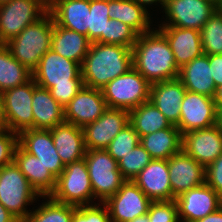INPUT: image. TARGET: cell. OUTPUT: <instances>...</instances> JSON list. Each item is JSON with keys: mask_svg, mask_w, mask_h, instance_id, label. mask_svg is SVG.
Masks as SVG:
<instances>
[{"mask_svg": "<svg viewBox=\"0 0 222 222\" xmlns=\"http://www.w3.org/2000/svg\"><path fill=\"white\" fill-rule=\"evenodd\" d=\"M133 67L150 83L178 78L179 67L165 36L157 29L138 35Z\"/></svg>", "mask_w": 222, "mask_h": 222, "instance_id": "1", "label": "cell"}, {"mask_svg": "<svg viewBox=\"0 0 222 222\" xmlns=\"http://www.w3.org/2000/svg\"><path fill=\"white\" fill-rule=\"evenodd\" d=\"M133 67L132 48L93 42L81 65L84 86L102 89Z\"/></svg>", "mask_w": 222, "mask_h": 222, "instance_id": "2", "label": "cell"}, {"mask_svg": "<svg viewBox=\"0 0 222 222\" xmlns=\"http://www.w3.org/2000/svg\"><path fill=\"white\" fill-rule=\"evenodd\" d=\"M53 29L54 19L47 12L37 22L28 25L18 36L5 43V46L15 59L33 72L41 57L51 49Z\"/></svg>", "mask_w": 222, "mask_h": 222, "instance_id": "3", "label": "cell"}, {"mask_svg": "<svg viewBox=\"0 0 222 222\" xmlns=\"http://www.w3.org/2000/svg\"><path fill=\"white\" fill-rule=\"evenodd\" d=\"M38 197L43 196L29 184L14 161L0 167V203L20 222L30 213L26 206L34 203Z\"/></svg>", "mask_w": 222, "mask_h": 222, "instance_id": "4", "label": "cell"}, {"mask_svg": "<svg viewBox=\"0 0 222 222\" xmlns=\"http://www.w3.org/2000/svg\"><path fill=\"white\" fill-rule=\"evenodd\" d=\"M150 87L151 84L132 67L101 90L108 108L130 111L150 100Z\"/></svg>", "mask_w": 222, "mask_h": 222, "instance_id": "5", "label": "cell"}, {"mask_svg": "<svg viewBox=\"0 0 222 222\" xmlns=\"http://www.w3.org/2000/svg\"><path fill=\"white\" fill-rule=\"evenodd\" d=\"M94 199L104 203L126 181L118 169V162L105 150H86L84 157Z\"/></svg>", "mask_w": 222, "mask_h": 222, "instance_id": "6", "label": "cell"}, {"mask_svg": "<svg viewBox=\"0 0 222 222\" xmlns=\"http://www.w3.org/2000/svg\"><path fill=\"white\" fill-rule=\"evenodd\" d=\"M50 196L58 202L76 207L92 205L94 194L84 158L64 167Z\"/></svg>", "mask_w": 222, "mask_h": 222, "instance_id": "7", "label": "cell"}, {"mask_svg": "<svg viewBox=\"0 0 222 222\" xmlns=\"http://www.w3.org/2000/svg\"><path fill=\"white\" fill-rule=\"evenodd\" d=\"M48 12V0H10L0 4V43L5 44Z\"/></svg>", "mask_w": 222, "mask_h": 222, "instance_id": "8", "label": "cell"}, {"mask_svg": "<svg viewBox=\"0 0 222 222\" xmlns=\"http://www.w3.org/2000/svg\"><path fill=\"white\" fill-rule=\"evenodd\" d=\"M34 79L2 92L4 126L11 132L33 129L32 97Z\"/></svg>", "mask_w": 222, "mask_h": 222, "instance_id": "9", "label": "cell"}, {"mask_svg": "<svg viewBox=\"0 0 222 222\" xmlns=\"http://www.w3.org/2000/svg\"><path fill=\"white\" fill-rule=\"evenodd\" d=\"M216 9L211 0H165L163 11L168 23L164 21L161 26L200 31Z\"/></svg>", "mask_w": 222, "mask_h": 222, "instance_id": "10", "label": "cell"}, {"mask_svg": "<svg viewBox=\"0 0 222 222\" xmlns=\"http://www.w3.org/2000/svg\"><path fill=\"white\" fill-rule=\"evenodd\" d=\"M151 202L133 181L126 180L104 204L108 208L111 222H129L147 215Z\"/></svg>", "mask_w": 222, "mask_h": 222, "instance_id": "11", "label": "cell"}, {"mask_svg": "<svg viewBox=\"0 0 222 222\" xmlns=\"http://www.w3.org/2000/svg\"><path fill=\"white\" fill-rule=\"evenodd\" d=\"M35 83L45 89L54 85L71 84V80H83L81 65L49 49L32 72Z\"/></svg>", "mask_w": 222, "mask_h": 222, "instance_id": "12", "label": "cell"}, {"mask_svg": "<svg viewBox=\"0 0 222 222\" xmlns=\"http://www.w3.org/2000/svg\"><path fill=\"white\" fill-rule=\"evenodd\" d=\"M127 124L129 111L107 108L97 120L82 128L86 150L106 149Z\"/></svg>", "mask_w": 222, "mask_h": 222, "instance_id": "13", "label": "cell"}, {"mask_svg": "<svg viewBox=\"0 0 222 222\" xmlns=\"http://www.w3.org/2000/svg\"><path fill=\"white\" fill-rule=\"evenodd\" d=\"M180 108L181 115L177 127L182 135L216 124L217 109L212 97L186 91Z\"/></svg>", "mask_w": 222, "mask_h": 222, "instance_id": "14", "label": "cell"}, {"mask_svg": "<svg viewBox=\"0 0 222 222\" xmlns=\"http://www.w3.org/2000/svg\"><path fill=\"white\" fill-rule=\"evenodd\" d=\"M175 200L180 222H196L222 206V197L206 183L189 189Z\"/></svg>", "mask_w": 222, "mask_h": 222, "instance_id": "15", "label": "cell"}, {"mask_svg": "<svg viewBox=\"0 0 222 222\" xmlns=\"http://www.w3.org/2000/svg\"><path fill=\"white\" fill-rule=\"evenodd\" d=\"M182 150L204 168L222 154V132L217 125L182 135Z\"/></svg>", "mask_w": 222, "mask_h": 222, "instance_id": "16", "label": "cell"}, {"mask_svg": "<svg viewBox=\"0 0 222 222\" xmlns=\"http://www.w3.org/2000/svg\"><path fill=\"white\" fill-rule=\"evenodd\" d=\"M107 108L101 89L83 86L64 107L65 122L83 128L97 120Z\"/></svg>", "mask_w": 222, "mask_h": 222, "instance_id": "17", "label": "cell"}, {"mask_svg": "<svg viewBox=\"0 0 222 222\" xmlns=\"http://www.w3.org/2000/svg\"><path fill=\"white\" fill-rule=\"evenodd\" d=\"M18 144L37 157L57 179L64 170L57 148L54 146L51 130L27 129L18 134Z\"/></svg>", "mask_w": 222, "mask_h": 222, "instance_id": "18", "label": "cell"}, {"mask_svg": "<svg viewBox=\"0 0 222 222\" xmlns=\"http://www.w3.org/2000/svg\"><path fill=\"white\" fill-rule=\"evenodd\" d=\"M173 200L205 183V168L183 150L168 159Z\"/></svg>", "mask_w": 222, "mask_h": 222, "instance_id": "19", "label": "cell"}, {"mask_svg": "<svg viewBox=\"0 0 222 222\" xmlns=\"http://www.w3.org/2000/svg\"><path fill=\"white\" fill-rule=\"evenodd\" d=\"M132 181L151 201L173 200L168 160L152 159Z\"/></svg>", "mask_w": 222, "mask_h": 222, "instance_id": "20", "label": "cell"}, {"mask_svg": "<svg viewBox=\"0 0 222 222\" xmlns=\"http://www.w3.org/2000/svg\"><path fill=\"white\" fill-rule=\"evenodd\" d=\"M48 12L59 26L88 38L90 0H48Z\"/></svg>", "mask_w": 222, "mask_h": 222, "instance_id": "21", "label": "cell"}, {"mask_svg": "<svg viewBox=\"0 0 222 222\" xmlns=\"http://www.w3.org/2000/svg\"><path fill=\"white\" fill-rule=\"evenodd\" d=\"M158 30L167 39L179 68L203 54L199 30L175 26H159Z\"/></svg>", "mask_w": 222, "mask_h": 222, "instance_id": "22", "label": "cell"}, {"mask_svg": "<svg viewBox=\"0 0 222 222\" xmlns=\"http://www.w3.org/2000/svg\"><path fill=\"white\" fill-rule=\"evenodd\" d=\"M185 93L186 89L178 78L155 82L150 87V101L164 114L171 125L177 126Z\"/></svg>", "mask_w": 222, "mask_h": 222, "instance_id": "23", "label": "cell"}, {"mask_svg": "<svg viewBox=\"0 0 222 222\" xmlns=\"http://www.w3.org/2000/svg\"><path fill=\"white\" fill-rule=\"evenodd\" d=\"M13 161L40 196H49L55 190L57 179L37 157L26 152L19 144L15 148Z\"/></svg>", "mask_w": 222, "mask_h": 222, "instance_id": "24", "label": "cell"}, {"mask_svg": "<svg viewBox=\"0 0 222 222\" xmlns=\"http://www.w3.org/2000/svg\"><path fill=\"white\" fill-rule=\"evenodd\" d=\"M50 130L54 146L64 166L85 157L86 148L81 127L63 122Z\"/></svg>", "mask_w": 222, "mask_h": 222, "instance_id": "25", "label": "cell"}, {"mask_svg": "<svg viewBox=\"0 0 222 222\" xmlns=\"http://www.w3.org/2000/svg\"><path fill=\"white\" fill-rule=\"evenodd\" d=\"M178 79L183 83L186 91L203 94L214 98L216 94L215 82L207 54H202L179 69Z\"/></svg>", "mask_w": 222, "mask_h": 222, "instance_id": "26", "label": "cell"}, {"mask_svg": "<svg viewBox=\"0 0 222 222\" xmlns=\"http://www.w3.org/2000/svg\"><path fill=\"white\" fill-rule=\"evenodd\" d=\"M33 129L50 130L65 122L64 108L51 95L49 89L34 81L32 97Z\"/></svg>", "mask_w": 222, "mask_h": 222, "instance_id": "27", "label": "cell"}, {"mask_svg": "<svg viewBox=\"0 0 222 222\" xmlns=\"http://www.w3.org/2000/svg\"><path fill=\"white\" fill-rule=\"evenodd\" d=\"M90 44L87 36L66 29L54 22L51 49L57 54L82 65Z\"/></svg>", "mask_w": 222, "mask_h": 222, "instance_id": "28", "label": "cell"}, {"mask_svg": "<svg viewBox=\"0 0 222 222\" xmlns=\"http://www.w3.org/2000/svg\"><path fill=\"white\" fill-rule=\"evenodd\" d=\"M108 11L110 19L123 22L138 35L153 29L150 13L135 0H108Z\"/></svg>", "mask_w": 222, "mask_h": 222, "instance_id": "29", "label": "cell"}, {"mask_svg": "<svg viewBox=\"0 0 222 222\" xmlns=\"http://www.w3.org/2000/svg\"><path fill=\"white\" fill-rule=\"evenodd\" d=\"M140 144L152 159L168 160L182 150V134L177 126L171 125L140 137Z\"/></svg>", "mask_w": 222, "mask_h": 222, "instance_id": "30", "label": "cell"}, {"mask_svg": "<svg viewBox=\"0 0 222 222\" xmlns=\"http://www.w3.org/2000/svg\"><path fill=\"white\" fill-rule=\"evenodd\" d=\"M129 123L139 137L171 126L164 114L150 100L129 111Z\"/></svg>", "mask_w": 222, "mask_h": 222, "instance_id": "31", "label": "cell"}, {"mask_svg": "<svg viewBox=\"0 0 222 222\" xmlns=\"http://www.w3.org/2000/svg\"><path fill=\"white\" fill-rule=\"evenodd\" d=\"M32 78V72L11 55L5 44H1L0 92L22 85Z\"/></svg>", "mask_w": 222, "mask_h": 222, "instance_id": "32", "label": "cell"}, {"mask_svg": "<svg viewBox=\"0 0 222 222\" xmlns=\"http://www.w3.org/2000/svg\"><path fill=\"white\" fill-rule=\"evenodd\" d=\"M42 198L49 199L31 211L23 222H72L73 205L58 202L50 195Z\"/></svg>", "mask_w": 222, "mask_h": 222, "instance_id": "33", "label": "cell"}, {"mask_svg": "<svg viewBox=\"0 0 222 222\" xmlns=\"http://www.w3.org/2000/svg\"><path fill=\"white\" fill-rule=\"evenodd\" d=\"M108 0H90L88 40L106 44V28L109 18Z\"/></svg>", "mask_w": 222, "mask_h": 222, "instance_id": "34", "label": "cell"}, {"mask_svg": "<svg viewBox=\"0 0 222 222\" xmlns=\"http://www.w3.org/2000/svg\"><path fill=\"white\" fill-rule=\"evenodd\" d=\"M203 53L222 54V12L218 9L200 30Z\"/></svg>", "mask_w": 222, "mask_h": 222, "instance_id": "35", "label": "cell"}, {"mask_svg": "<svg viewBox=\"0 0 222 222\" xmlns=\"http://www.w3.org/2000/svg\"><path fill=\"white\" fill-rule=\"evenodd\" d=\"M152 160L149 153L139 143L118 161V169L125 180H133Z\"/></svg>", "mask_w": 222, "mask_h": 222, "instance_id": "36", "label": "cell"}, {"mask_svg": "<svg viewBox=\"0 0 222 222\" xmlns=\"http://www.w3.org/2000/svg\"><path fill=\"white\" fill-rule=\"evenodd\" d=\"M140 143V137L132 125L127 124L105 149L117 162Z\"/></svg>", "mask_w": 222, "mask_h": 222, "instance_id": "37", "label": "cell"}, {"mask_svg": "<svg viewBox=\"0 0 222 222\" xmlns=\"http://www.w3.org/2000/svg\"><path fill=\"white\" fill-rule=\"evenodd\" d=\"M138 34L128 25L115 19L107 21L106 44L121 45L132 48Z\"/></svg>", "mask_w": 222, "mask_h": 222, "instance_id": "38", "label": "cell"}, {"mask_svg": "<svg viewBox=\"0 0 222 222\" xmlns=\"http://www.w3.org/2000/svg\"><path fill=\"white\" fill-rule=\"evenodd\" d=\"M147 216L149 222H180L176 200L152 201Z\"/></svg>", "mask_w": 222, "mask_h": 222, "instance_id": "39", "label": "cell"}, {"mask_svg": "<svg viewBox=\"0 0 222 222\" xmlns=\"http://www.w3.org/2000/svg\"><path fill=\"white\" fill-rule=\"evenodd\" d=\"M73 206L72 222H111L110 214L104 203Z\"/></svg>", "mask_w": 222, "mask_h": 222, "instance_id": "40", "label": "cell"}, {"mask_svg": "<svg viewBox=\"0 0 222 222\" xmlns=\"http://www.w3.org/2000/svg\"><path fill=\"white\" fill-rule=\"evenodd\" d=\"M18 144V134L4 129L0 133V167L13 162L14 151Z\"/></svg>", "mask_w": 222, "mask_h": 222, "instance_id": "41", "label": "cell"}, {"mask_svg": "<svg viewBox=\"0 0 222 222\" xmlns=\"http://www.w3.org/2000/svg\"><path fill=\"white\" fill-rule=\"evenodd\" d=\"M83 86V80H71V84L54 85L49 91L55 100L64 108Z\"/></svg>", "mask_w": 222, "mask_h": 222, "instance_id": "42", "label": "cell"}, {"mask_svg": "<svg viewBox=\"0 0 222 222\" xmlns=\"http://www.w3.org/2000/svg\"><path fill=\"white\" fill-rule=\"evenodd\" d=\"M205 183L222 197V154L205 168Z\"/></svg>", "mask_w": 222, "mask_h": 222, "instance_id": "43", "label": "cell"}, {"mask_svg": "<svg viewBox=\"0 0 222 222\" xmlns=\"http://www.w3.org/2000/svg\"><path fill=\"white\" fill-rule=\"evenodd\" d=\"M212 79L216 88L222 85V54L208 55Z\"/></svg>", "mask_w": 222, "mask_h": 222, "instance_id": "44", "label": "cell"}, {"mask_svg": "<svg viewBox=\"0 0 222 222\" xmlns=\"http://www.w3.org/2000/svg\"><path fill=\"white\" fill-rule=\"evenodd\" d=\"M196 222H222V206L217 211L208 214Z\"/></svg>", "mask_w": 222, "mask_h": 222, "instance_id": "45", "label": "cell"}, {"mask_svg": "<svg viewBox=\"0 0 222 222\" xmlns=\"http://www.w3.org/2000/svg\"><path fill=\"white\" fill-rule=\"evenodd\" d=\"M0 222H20L0 203Z\"/></svg>", "mask_w": 222, "mask_h": 222, "instance_id": "46", "label": "cell"}, {"mask_svg": "<svg viewBox=\"0 0 222 222\" xmlns=\"http://www.w3.org/2000/svg\"><path fill=\"white\" fill-rule=\"evenodd\" d=\"M214 101L216 109H222V85L217 88Z\"/></svg>", "mask_w": 222, "mask_h": 222, "instance_id": "47", "label": "cell"}, {"mask_svg": "<svg viewBox=\"0 0 222 222\" xmlns=\"http://www.w3.org/2000/svg\"><path fill=\"white\" fill-rule=\"evenodd\" d=\"M137 2L143 7V8H146V6H150L154 3H156L157 5V2L160 3L162 6V8H164V4H165V0H137ZM146 5V6H145Z\"/></svg>", "mask_w": 222, "mask_h": 222, "instance_id": "48", "label": "cell"}, {"mask_svg": "<svg viewBox=\"0 0 222 222\" xmlns=\"http://www.w3.org/2000/svg\"><path fill=\"white\" fill-rule=\"evenodd\" d=\"M216 125L222 132V109H217Z\"/></svg>", "mask_w": 222, "mask_h": 222, "instance_id": "49", "label": "cell"}, {"mask_svg": "<svg viewBox=\"0 0 222 222\" xmlns=\"http://www.w3.org/2000/svg\"><path fill=\"white\" fill-rule=\"evenodd\" d=\"M129 222H149V220H148V216L144 215V216H141V217H137V218H135V219H133L132 221H129Z\"/></svg>", "mask_w": 222, "mask_h": 222, "instance_id": "50", "label": "cell"}, {"mask_svg": "<svg viewBox=\"0 0 222 222\" xmlns=\"http://www.w3.org/2000/svg\"><path fill=\"white\" fill-rule=\"evenodd\" d=\"M0 120H4L3 105H2V93L0 92Z\"/></svg>", "mask_w": 222, "mask_h": 222, "instance_id": "51", "label": "cell"}, {"mask_svg": "<svg viewBox=\"0 0 222 222\" xmlns=\"http://www.w3.org/2000/svg\"><path fill=\"white\" fill-rule=\"evenodd\" d=\"M5 129L4 120H0V133Z\"/></svg>", "mask_w": 222, "mask_h": 222, "instance_id": "52", "label": "cell"}, {"mask_svg": "<svg viewBox=\"0 0 222 222\" xmlns=\"http://www.w3.org/2000/svg\"><path fill=\"white\" fill-rule=\"evenodd\" d=\"M217 9L222 12V0L217 4Z\"/></svg>", "mask_w": 222, "mask_h": 222, "instance_id": "53", "label": "cell"}, {"mask_svg": "<svg viewBox=\"0 0 222 222\" xmlns=\"http://www.w3.org/2000/svg\"><path fill=\"white\" fill-rule=\"evenodd\" d=\"M212 2H214L216 5L220 2V0H211Z\"/></svg>", "mask_w": 222, "mask_h": 222, "instance_id": "54", "label": "cell"}, {"mask_svg": "<svg viewBox=\"0 0 222 222\" xmlns=\"http://www.w3.org/2000/svg\"><path fill=\"white\" fill-rule=\"evenodd\" d=\"M10 0H0V4L5 3V2H9Z\"/></svg>", "mask_w": 222, "mask_h": 222, "instance_id": "55", "label": "cell"}]
</instances>
